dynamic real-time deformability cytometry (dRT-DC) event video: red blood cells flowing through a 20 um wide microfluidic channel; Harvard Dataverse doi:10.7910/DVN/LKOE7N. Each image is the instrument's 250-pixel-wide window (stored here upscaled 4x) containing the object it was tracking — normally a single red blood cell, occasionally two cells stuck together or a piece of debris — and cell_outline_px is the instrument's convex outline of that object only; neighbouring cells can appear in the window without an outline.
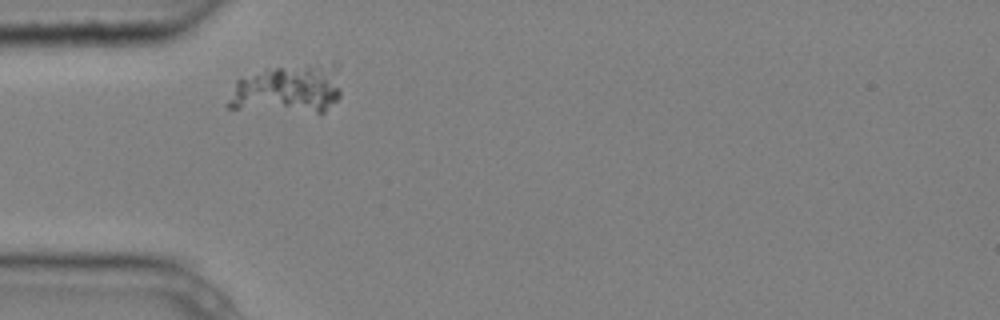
{"species": "common noctule bat (a hibernating species)", "species_latin": "Nyctalus noctula", "temperature_condition": "cold", "stored_images_in_passage": 2, "camera_frame_rate_fps": 3000, "um_per_image_px": 0.085, "animal": {"sex": "male", "body_mass_g": 20.4}, "frame": {"image": 1, "passage_image": 1, "time_ms": 0.0, "image_size_px": [1000, 320], "cell_outline_px": [[340, 96], [324, 112], [316, 112], [228, 108], [224, 104], [236, 80], [240, 76], [264, 68], [308, 64], [340, 88]], "centroid_in_image_um": [24.12, 7.66], "position_along_channel_um": 60.9, "area_um2": 30.23}}